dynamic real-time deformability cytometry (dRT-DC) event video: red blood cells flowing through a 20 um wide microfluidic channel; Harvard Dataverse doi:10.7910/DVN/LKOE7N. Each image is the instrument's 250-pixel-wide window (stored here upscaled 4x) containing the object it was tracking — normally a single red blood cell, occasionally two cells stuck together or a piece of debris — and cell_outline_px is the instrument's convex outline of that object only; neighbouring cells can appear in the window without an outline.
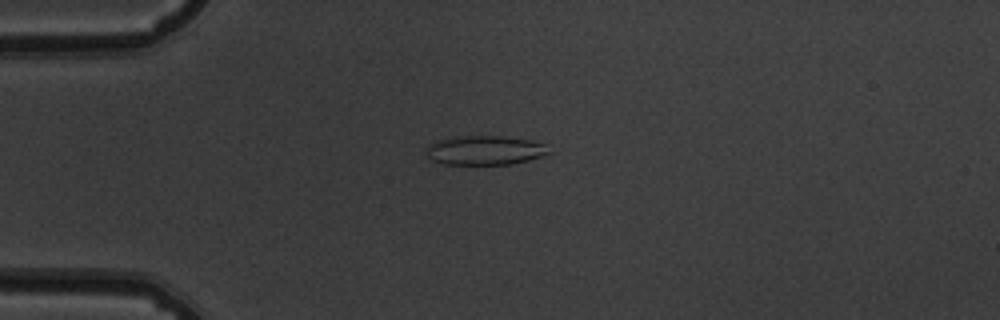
{"species": "common noctule bat (a hibernating species)", "species_latin": "Nyctalus noctula", "temperature_condition": "warm", "stored_images_in_passage": 41, "camera_frame_rate_fps": 3000, "um_per_image_px": 0.085, "animal": {"sex": "male", "body_mass_g": 19.5, "forearm_length_mm": 54.6}, "frame": {"image": 1, "passage_image": 2, "time_ms": 0.333, "image_size_px": [1000, 320], "cell_outline_px": [[552, 152], [528, 160], [512, 164], [444, 164], [432, 160], [428, 156], [428, 144], [436, 140], [456, 136], [504, 136], [532, 140], [544, 144]], "centroid_in_image_um": [41.22, 12.76], "position_along_channel_um": 43.8, "area_um2": 20.87}}
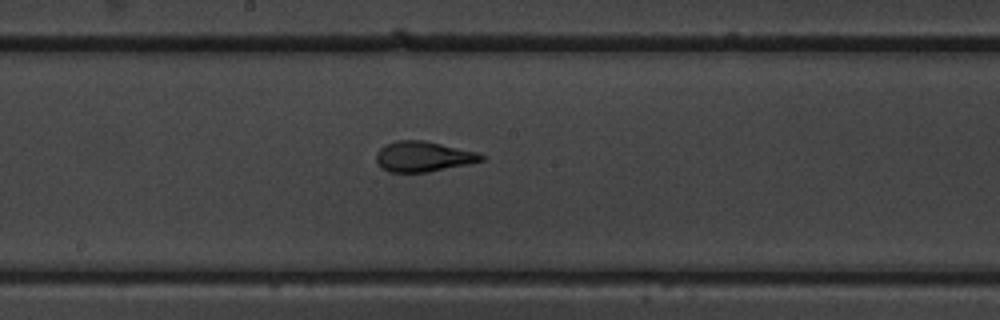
{"frame": {"image": 2, "passage_image": 17, "time_ms": 5.333, "image_size_px": [1000, 320], "cell_outline_px": [[484, 160], [468, 164], [428, 172], [388, 172], [376, 160], [376, 152], [380, 148], [396, 140], [424, 140], [480, 152], [484, 156]], "centroid_in_image_um": [36.01, 13.3], "position_along_channel_um": 212.2, "area_um2": 18.55}}
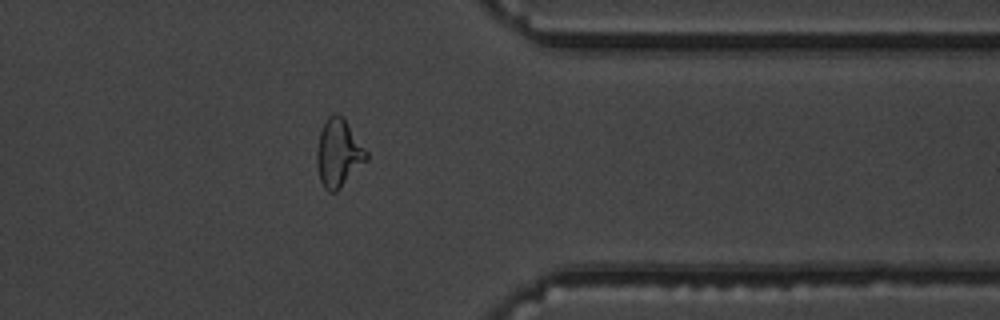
{"frame": {"image": 3, "passage_image": 31, "time_ms": 10.0, "image_size_px": [1000, 320], "cell_outline_px": [[368, 160], [336, 192], [328, 192], [324, 188], [320, 180], [316, 164], [316, 148], [320, 132], [328, 116], [332, 112], [336, 112], [344, 116], [368, 152]], "centroid_in_image_um": [28.77, 12.99], "position_along_channel_um": 382.6, "area_um2": 20.0}, "authors_computed_cell_mechanics": {"area_um2": 19.1318, "velocity_mm_per_s": 3.8572, "shape_relaxation_time_tau1_ms": 7.3251, "shape_relaxation_time_tau2_ms": 1.0777, "deformation_change_tau1": 0.2173, "deformation_change_tau2": 0.0854}}